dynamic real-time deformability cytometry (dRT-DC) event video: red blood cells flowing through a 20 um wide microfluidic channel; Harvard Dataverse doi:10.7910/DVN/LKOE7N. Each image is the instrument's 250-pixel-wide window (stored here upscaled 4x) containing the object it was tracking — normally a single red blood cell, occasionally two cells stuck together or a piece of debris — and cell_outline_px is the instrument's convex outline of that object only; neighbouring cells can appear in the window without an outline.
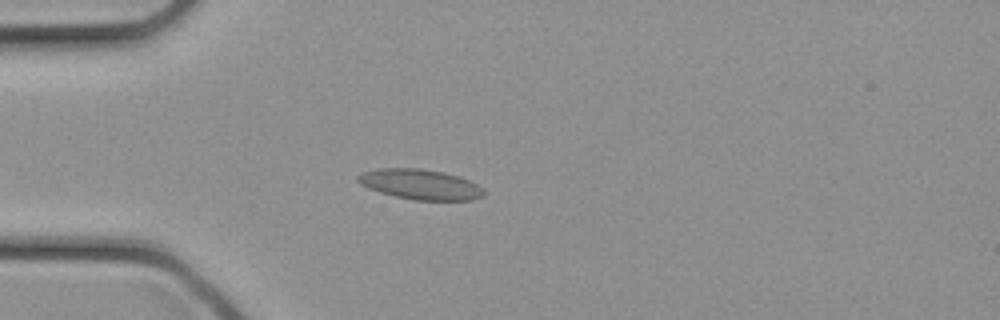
{"species": "common noctule bat (a hibernating species)", "species_latin": "Nyctalus noctula", "temperature_condition": "cold", "stored_images_in_passage": 12, "camera_frame_rate_fps": 3000, "um_per_image_px": 0.085, "animal": {"sex": "female", "body_mass_g": 21.9}, "frame": {"image": 1, "passage_image": 9, "time_ms": 2.667, "image_size_px": [1000, 320], "cell_outline_px": [[484, 196], [472, 200], [412, 200], [380, 192], [368, 188], [360, 184], [356, 180], [356, 176], [364, 172], [380, 168], [420, 168], [444, 172], [468, 180], [484, 188]], "centroid_in_image_um": [35.72, 15.67], "position_along_channel_um": 49.3, "area_um2": 22.14}}
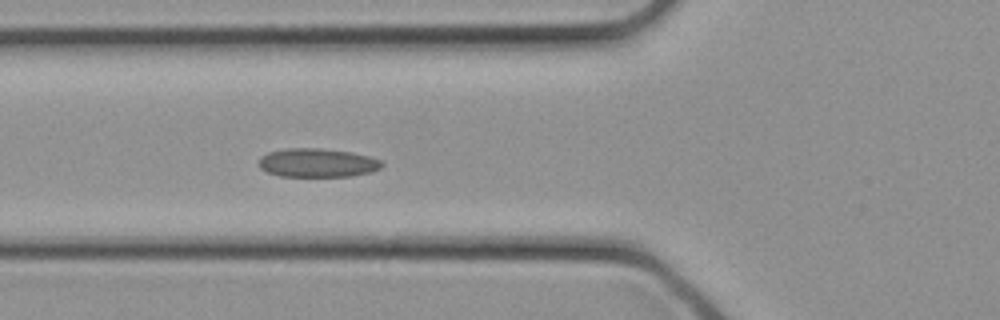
{"frame": {"image": 2, "passage_image": 12, "time_ms": 3.667, "image_size_px": [1000, 320], "cell_outline_px": [[384, 164], [380, 168], [372, 172], [352, 176], [280, 176], [268, 172], [260, 168], [256, 164], [260, 156], [268, 152], [284, 148], [320, 148], [352, 152], [384, 160]], "centroid_in_image_um": [26.97, 13.83], "position_along_channel_um": 98.8, "area_um2": 20.92}}